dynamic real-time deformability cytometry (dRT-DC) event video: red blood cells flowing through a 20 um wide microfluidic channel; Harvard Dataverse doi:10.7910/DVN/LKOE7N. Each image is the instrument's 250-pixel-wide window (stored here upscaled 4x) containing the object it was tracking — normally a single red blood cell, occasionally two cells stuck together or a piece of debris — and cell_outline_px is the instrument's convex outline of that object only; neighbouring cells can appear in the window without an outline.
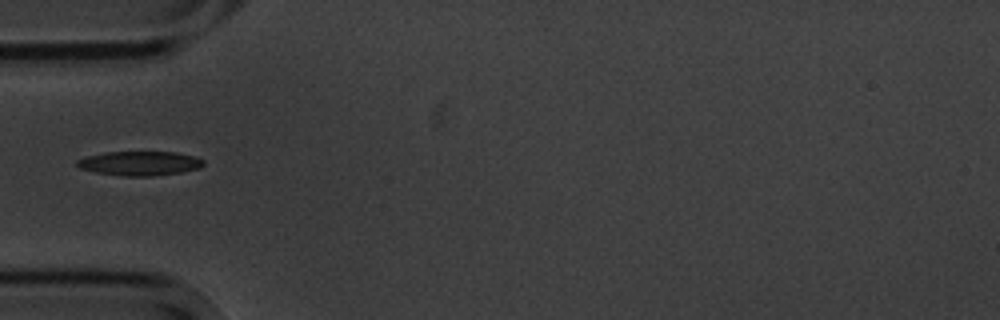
{"species": "common noctule bat (a hibernating species)", "species_latin": "Nyctalus noctula", "temperature_condition": "cold", "stored_images_in_passage": 7, "camera_frame_rate_fps": 3000, "um_per_image_px": 0.085, "animal": {"sex": "male", "body_mass_g": 20.1, "forearm_length_mm": 53.5}, "frame": {"image": 1, "passage_image": 1, "time_ms": 0.0, "image_size_px": [1000, 320], "cell_outline_px": [[204, 164], [200, 168], [180, 172], [152, 176], [124, 176], [96, 172], [80, 168], [76, 164], [76, 160], [88, 156], [104, 152], [176, 152], [196, 156], [204, 160]], "centroid_in_image_um": [11.9, 13.88], "position_along_channel_um": 73.1, "area_um2": 17.86}}
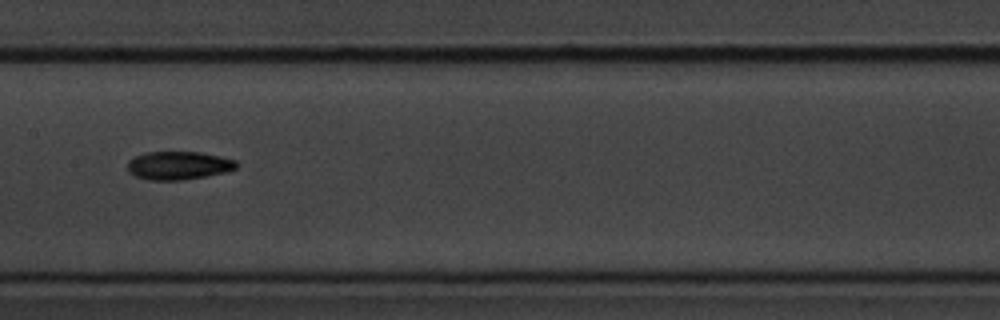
{"frame": {"image": 2, "passage_image": 4, "time_ms": 3.333, "image_size_px": [1000, 320], "cell_outline_px": [[236, 168], [224, 172], [204, 176], [180, 180], [148, 180], [136, 176], [128, 172], [128, 160], [144, 152], [200, 152], [220, 156], [236, 160]], "centroid_in_image_um": [15.14, 14.06], "position_along_channel_um": 192.3, "area_um2": 17.8}}
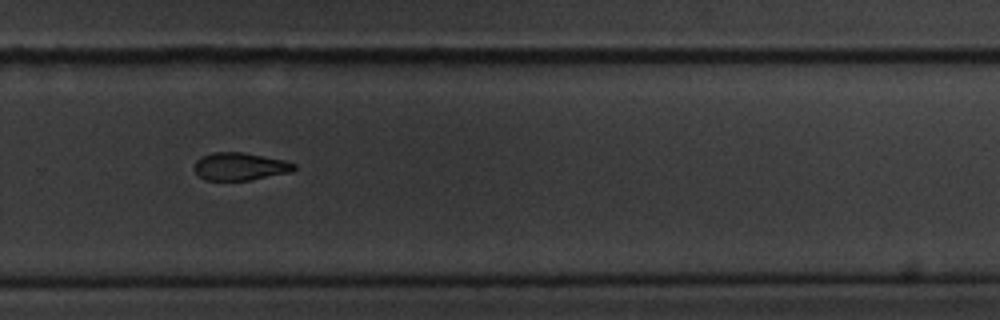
{"frame": {"image": 3, "passage_image": 7, "time_ms": 6.667, "image_size_px": [1000, 320], "cell_outline_px": [[296, 168], [292, 172], [248, 180], [204, 180], [192, 168], [196, 160], [200, 156], [212, 152], [244, 152], [284, 160], [296, 164]], "centroid_in_image_um": [20.37, 14.14], "position_along_channel_um": 309.4, "area_um2": 16.24}}